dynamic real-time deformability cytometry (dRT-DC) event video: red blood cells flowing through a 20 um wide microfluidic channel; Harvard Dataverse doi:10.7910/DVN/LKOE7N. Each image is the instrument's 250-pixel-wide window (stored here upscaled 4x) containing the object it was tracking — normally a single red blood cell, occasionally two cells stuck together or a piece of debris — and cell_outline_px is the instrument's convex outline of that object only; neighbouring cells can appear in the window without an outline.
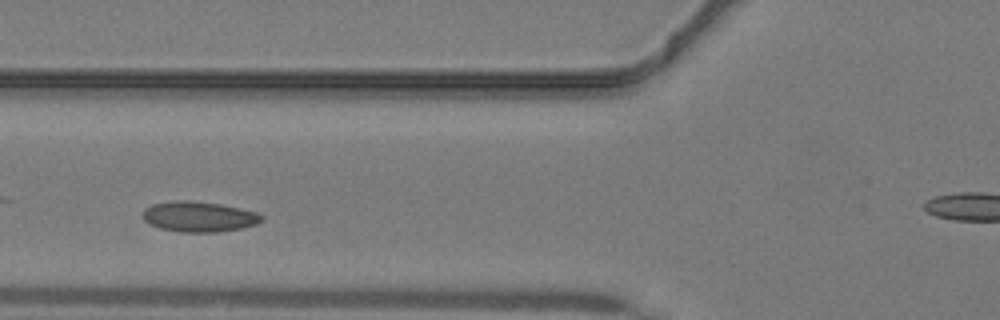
{"species": "common noctule bat (a hibernating species)", "species_latin": "Nyctalus noctula", "temperature_condition": "warm", "stored_images_in_passage": 36, "camera_frame_rate_fps": 3000, "um_per_image_px": 0.085, "animal": {"sex": "male", "body_mass_g": 19.2, "forearm_length_mm": 51.8}, "frame": {"image": 1, "passage_image": 8, "time_ms": 2.333, "image_size_px": [1000, 320], "cell_outline_px": [[264, 220], [256, 224], [240, 228], [216, 232], [180, 232], [160, 228], [144, 220], [144, 208], [152, 204], [172, 200], [188, 200], [220, 204], [240, 208], [256, 212], [264, 216]], "centroid_in_image_um": [16.92, 18.41], "position_along_channel_um": 108.9, "area_um2": 20.98}}
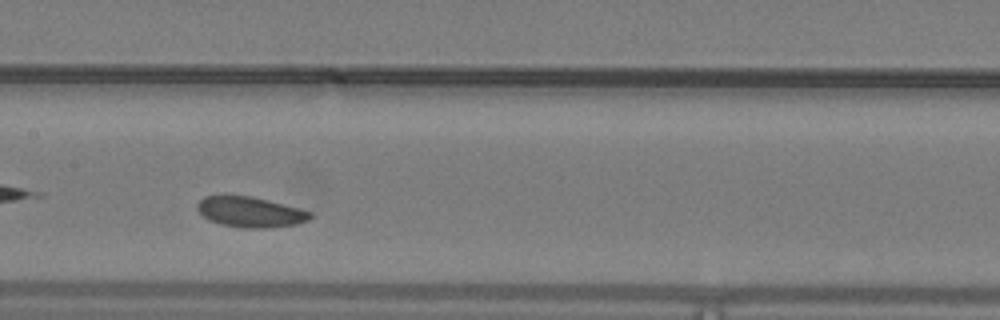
{"frame": {"image": 2, "passage_image": 13, "time_ms": 4.0, "image_size_px": [1000, 320], "cell_outline_px": [[312, 216], [308, 220], [296, 224], [268, 228], [244, 228], [220, 224], [208, 220], [196, 208], [196, 204], [204, 196], [252, 196], [312, 212]], "centroid_in_image_um": [21.25, 18.03], "position_along_channel_um": 186.2, "area_um2": 19.83}}
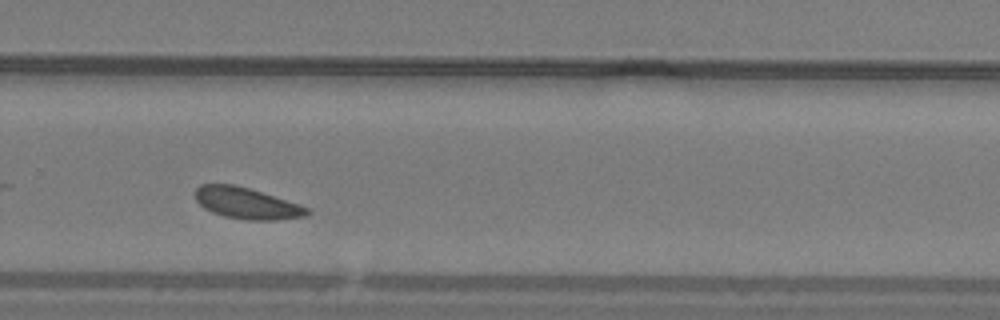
{"frame": {"image": 3, "passage_image": 21, "time_ms": 6.667, "image_size_px": [1000, 320], "cell_outline_px": [[312, 212], [308, 216], [276, 220], [248, 220], [224, 216], [212, 212], [204, 208], [196, 200], [196, 188], [200, 184], [232, 184], [248, 188], [300, 204], [308, 208]], "centroid_in_image_um": [21.0, 17.28], "position_along_channel_um": 308.8, "area_um2": 20.35}}